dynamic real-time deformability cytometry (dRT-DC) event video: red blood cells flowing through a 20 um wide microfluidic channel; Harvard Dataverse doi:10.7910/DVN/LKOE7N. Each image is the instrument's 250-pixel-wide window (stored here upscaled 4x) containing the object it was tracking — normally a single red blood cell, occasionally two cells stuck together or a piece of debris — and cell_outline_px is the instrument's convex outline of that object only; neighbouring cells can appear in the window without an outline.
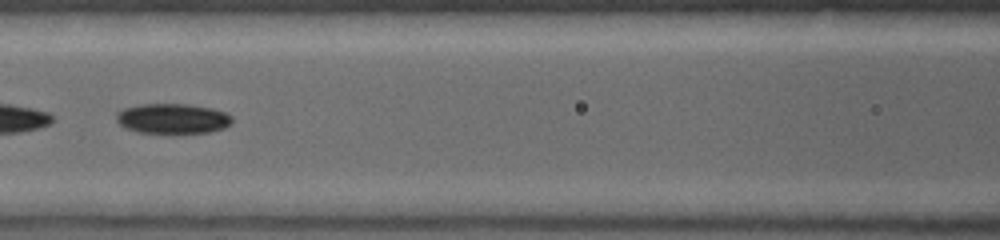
{"species": "common noctule bat (a hibernating species)", "species_latin": "Nyctalus noctula", "temperature_condition": "warm", "stored_images_in_passage": 14, "camera_frame_rate_fps": 5000, "um_per_image_px": 0.085, "animal": {"sex": "female", "body_mass_g": 19.0, "forearm_length_mm": 53.3}, "frame": {"image": 1, "passage_image": 9, "time_ms": 1.4, "image_size_px": [1000, 240], "cell_outline_px": [[232, 124], [224, 128], [208, 132], [136, 132], [124, 128], [116, 120], [116, 112], [124, 108], [140, 104], [188, 104], [212, 108], [228, 112], [232, 116]], "centroid_in_image_um": [14.68, 10.06], "position_along_channel_um": 151.9, "area_um2": 20.35}}
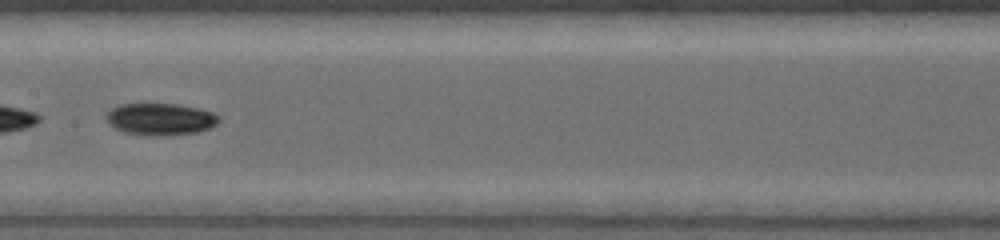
{"frame": {"image": 2, "passage_image": 12, "time_ms": 2.0, "image_size_px": [1000, 240], "cell_outline_px": [[220, 120], [212, 128], [196, 132], [124, 132], [112, 128], [104, 120], [104, 112], [120, 104], [180, 104], [200, 108], [212, 112], [220, 116]], "centroid_in_image_um": [13.6, 10.05], "position_along_channel_um": 193.8, "area_um2": 20.29}}